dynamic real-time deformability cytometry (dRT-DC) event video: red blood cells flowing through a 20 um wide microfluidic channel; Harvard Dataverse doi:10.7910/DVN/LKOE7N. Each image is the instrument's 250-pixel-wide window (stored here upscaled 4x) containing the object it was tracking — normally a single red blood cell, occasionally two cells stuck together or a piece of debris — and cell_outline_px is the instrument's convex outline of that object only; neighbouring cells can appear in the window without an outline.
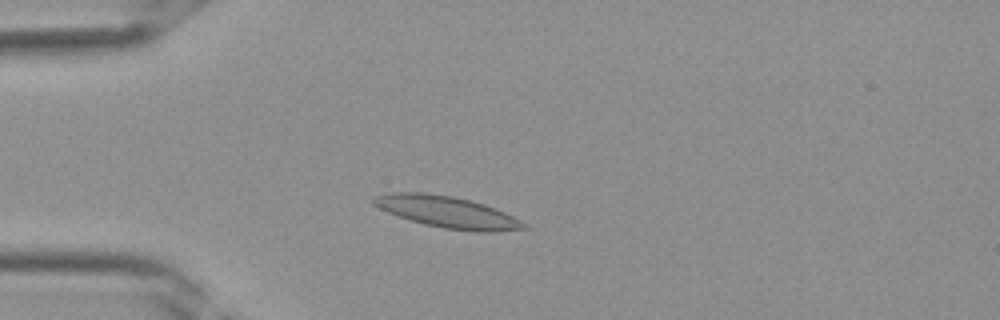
{"species": "Egyptian fruit bat (a non-hibernating species)", "species_latin": "Rousettus aegyptiacus", "temperature_condition": "room temperature", "stored_images_in_passage": 34, "camera_frame_rate_fps": 3000, "um_per_image_px": 0.085, "frame": {"image": 1, "passage_image": 5, "time_ms": 1.333, "image_size_px": [1000, 320], "cell_outline_px": [[528, 228], [492, 232], [476, 232], [444, 228], [424, 224], [388, 212], [372, 204], [368, 200], [372, 196], [392, 192], [424, 192], [452, 196], [484, 204], [496, 208], [528, 224]], "centroid_in_image_um": [37.99, 18.01], "position_along_channel_um": 47.0, "area_um2": 27.63}}
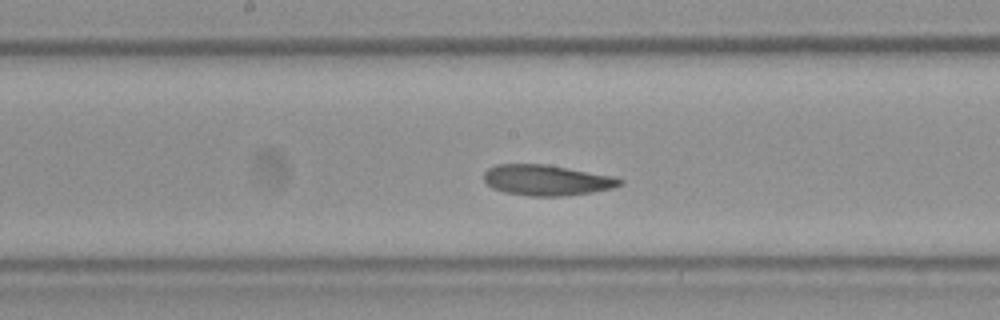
{"frame": {"image": 2, "passage_image": 15, "time_ms": 4.667, "image_size_px": [1000, 320], "cell_outline_px": [[624, 184], [612, 188], [592, 192], [564, 196], [528, 196], [504, 192], [492, 188], [484, 180], [484, 172], [488, 168], [496, 164], [548, 164], [612, 176], [624, 180]], "centroid_in_image_um": [46.46, 15.31], "position_along_channel_um": 201.7, "area_um2": 24.39}}
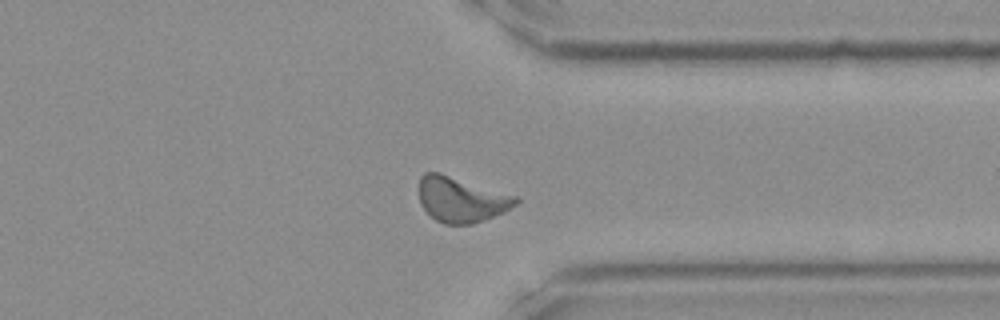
{"frame": {"image": 3, "passage_image": 25, "time_ms": 8.0, "image_size_px": [1000, 320], "cell_outline_px": [[520, 200], [516, 204], [504, 212], [484, 220], [472, 224], [444, 224], [436, 220], [420, 204], [420, 176], [424, 172], [440, 172], [520, 196]], "centroid_in_image_um": [39.25, 16.94], "position_along_channel_um": 372.2, "area_um2": 25.72}}